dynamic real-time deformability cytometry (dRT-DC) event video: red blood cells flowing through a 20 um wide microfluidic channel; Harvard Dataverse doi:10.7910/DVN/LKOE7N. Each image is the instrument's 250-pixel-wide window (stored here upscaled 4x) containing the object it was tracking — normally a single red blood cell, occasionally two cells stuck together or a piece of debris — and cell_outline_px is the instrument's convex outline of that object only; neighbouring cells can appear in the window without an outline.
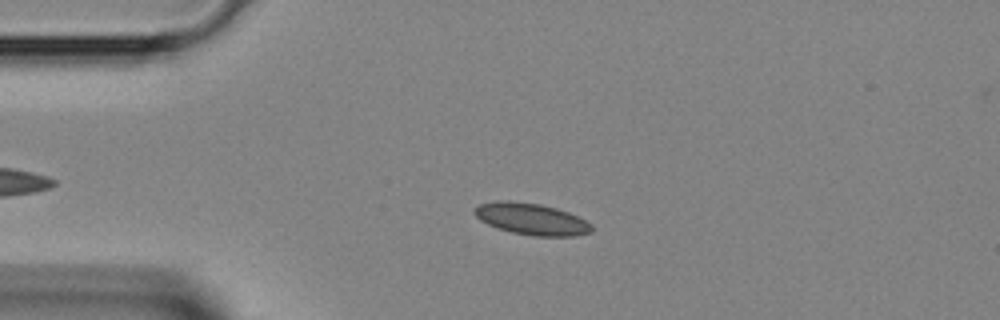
{"species": "Egyptian fruit bat (a non-hibernating species)", "species_latin": "Rousettus aegyptiacus", "temperature_condition": "room temperature", "stored_images_in_passage": 2, "camera_frame_rate_fps": 3000, "um_per_image_px": 0.085, "animal": {"sex": "female"}, "frame": {"image": 1, "passage_image": 2, "time_ms": 0.333, "image_size_px": [1000, 320], "cell_outline_px": [[592, 232], [576, 236], [532, 236], [512, 232], [496, 228], [480, 220], [472, 212], [480, 204], [496, 200], [508, 200], [540, 204], [556, 208], [568, 212], [592, 224]], "centroid_in_image_um": [45.16, 18.62], "position_along_channel_um": 39.8, "area_um2": 21.62}}